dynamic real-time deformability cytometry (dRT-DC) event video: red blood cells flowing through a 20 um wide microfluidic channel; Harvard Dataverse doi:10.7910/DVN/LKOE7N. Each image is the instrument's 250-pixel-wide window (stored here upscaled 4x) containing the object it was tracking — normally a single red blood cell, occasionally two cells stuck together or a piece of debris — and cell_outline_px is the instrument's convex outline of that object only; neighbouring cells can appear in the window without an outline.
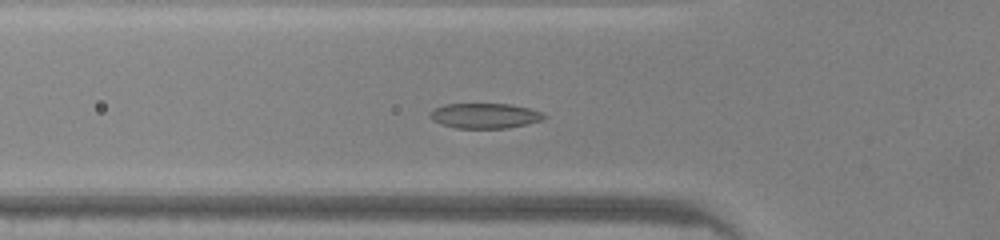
{"species": "common noctule bat (a hibernating species)", "species_latin": "Nyctalus noctula", "temperature_condition": "warm", "stored_images_in_passage": 34, "camera_frame_rate_fps": 3000, "um_per_image_px": 0.085, "animal": {"sex": "male", "body_mass_g": 20.0, "forearm_length_mm": 53.3}, "frame": {"image": 1, "passage_image": 2, "time_ms": 0.333, "image_size_px": [1000, 240], "cell_outline_px": [[548, 116], [544, 120], [508, 128], [456, 128], [440, 124], [432, 120], [428, 116], [436, 108], [444, 104], [512, 104], [544, 112]], "centroid_in_image_um": [41.25, 9.84], "position_along_channel_um": 84.5, "area_um2": 16.82}}
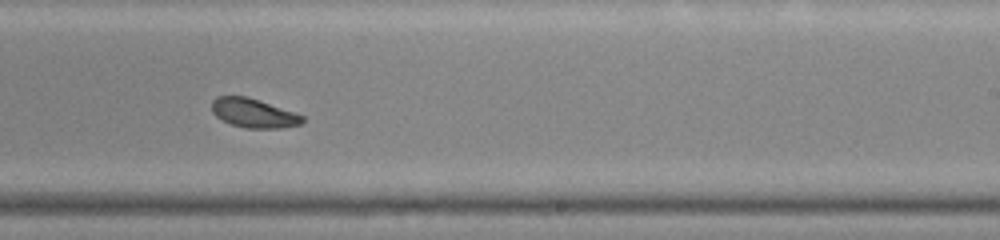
{"frame": {"image": 2, "passage_image": 15, "time_ms": 4.667, "image_size_px": [1000, 240], "cell_outline_px": [[304, 120], [300, 124], [280, 128], [248, 128], [232, 124], [220, 120], [212, 112], [212, 100], [216, 96], [248, 96], [304, 116]], "centroid_in_image_um": [21.51, 9.61], "position_along_channel_um": 267.5, "area_um2": 15.26}}
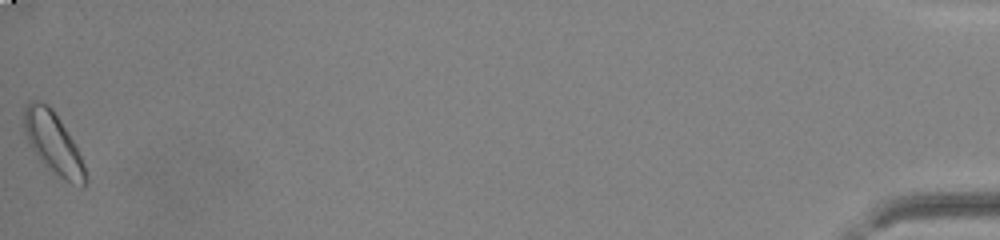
{"frame": {"image": 3, "passage_image": 34, "time_ms": 11.0, "image_size_px": [1000, 240], "cell_outline_px": [[88, 180], [84, 188], [80, 188], [64, 180], [52, 172], [40, 160], [32, 148], [24, 132], [24, 108], [32, 100], [40, 100], [48, 104], [52, 108], [72, 140], [84, 164]], "centroid_in_image_um": [4.54, 12.2], "position_along_channel_um": 430.7, "area_um2": 21.85}}